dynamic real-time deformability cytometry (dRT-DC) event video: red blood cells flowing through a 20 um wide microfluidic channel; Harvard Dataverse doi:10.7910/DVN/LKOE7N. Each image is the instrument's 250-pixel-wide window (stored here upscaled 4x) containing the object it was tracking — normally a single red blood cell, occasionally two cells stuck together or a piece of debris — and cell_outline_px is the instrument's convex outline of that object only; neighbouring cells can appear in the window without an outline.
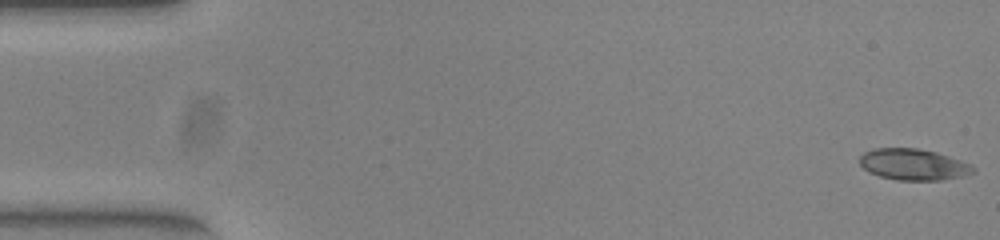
{"species": "common noctule bat (a hibernating species)", "species_latin": "Nyctalus noctula", "temperature_condition": "warm", "stored_images_in_passage": 51, "camera_frame_rate_fps": 3000, "um_per_image_px": 0.085, "animal": {"sex": "female", "body_mass_g": 23.0, "forearm_length_mm": 53.4}, "frame": {"image": 1, "passage_image": 1, "time_ms": 0.0, "image_size_px": [1000, 240], "cell_outline_px": [[976, 172], [960, 176], [940, 180], [896, 180], [880, 176], [868, 172], [860, 164], [860, 156], [864, 152], [872, 148], [916, 148], [936, 152], [972, 164], [976, 168]], "centroid_in_image_um": [77.63, 13.98], "position_along_channel_um": 7.4, "area_um2": 20.69}}
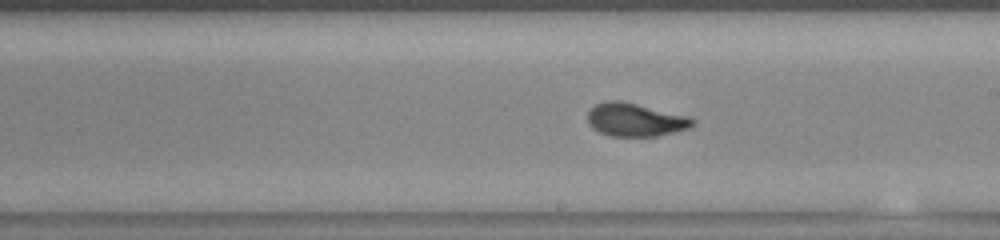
{"frame": {"image": 2, "passage_image": 29, "time_ms": 9.333, "image_size_px": [1000, 240], "cell_outline_px": [[696, 120], [688, 128], [656, 136], [608, 136], [592, 128], [588, 124], [588, 112], [596, 104], [608, 100], [620, 100], [684, 116]], "centroid_in_image_um": [53.91, 10.19], "position_along_channel_um": 235.1, "area_um2": 19.83}}
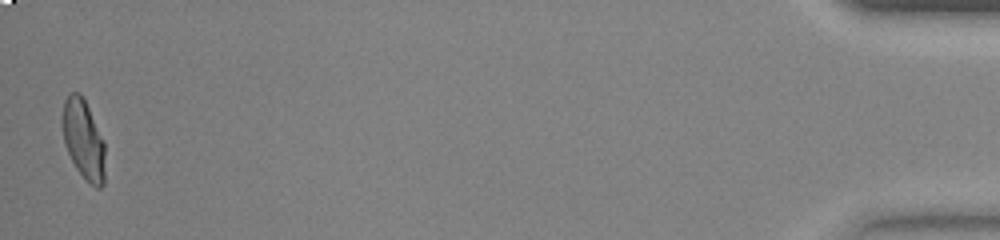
{"frame": {"image": 3, "passage_image": 51, "time_ms": 16.667, "image_size_px": [1000, 240], "cell_outline_px": [[104, 184], [100, 188], [96, 188], [76, 168], [64, 144], [60, 120], [64, 100], [72, 92], [80, 92], [88, 108], [104, 144]], "centroid_in_image_um": [7.05, 11.83], "position_along_channel_um": 428.2, "area_um2": 19.48}, "authors_computed_cell_mechanics": {"area_um2": 20.23, "velocity_mm_per_s": 3.9618, "shape_relaxation_time_tau1_ms": 5.6714, "shape_relaxation_time_tau2_ms": 0.6478, "deformation_change_tau1": 0.2134, "deformation_change_tau2": 0.0477}}